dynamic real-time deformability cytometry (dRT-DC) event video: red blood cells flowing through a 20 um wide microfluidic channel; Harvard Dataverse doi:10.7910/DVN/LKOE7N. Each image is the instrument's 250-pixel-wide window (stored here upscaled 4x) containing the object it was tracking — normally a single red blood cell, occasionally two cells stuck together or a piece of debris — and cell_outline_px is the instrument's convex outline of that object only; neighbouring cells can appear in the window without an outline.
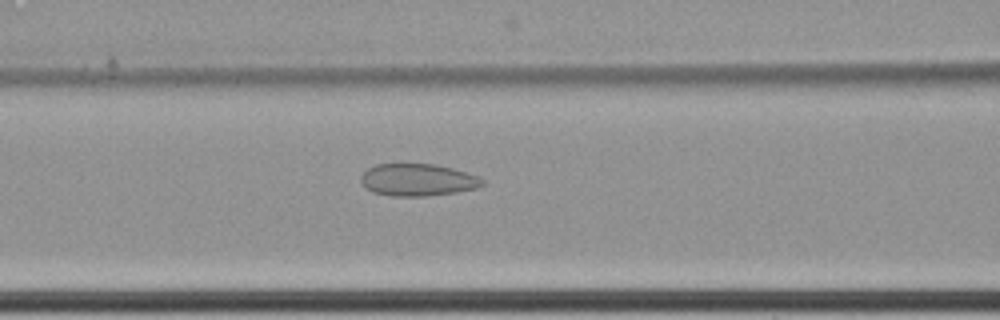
{"species": "common noctule bat (a hibernating species)", "species_latin": "Nyctalus noctula", "temperature_condition": "cold", "stored_images_in_passage": 63, "camera_frame_rate_fps": 3000, "um_per_image_px": 0.085, "animal": {"sex": "female", "body_mass_g": 22.7, "forearm_length_mm": 54.2}, "frame": {"image": 1, "passage_image": 29, "time_ms": 9.333, "image_size_px": [1000, 320], "cell_outline_px": [[484, 184], [476, 188], [456, 192], [428, 196], [392, 196], [372, 192], [364, 188], [360, 180], [360, 176], [368, 168], [376, 164], [436, 164], [452, 168], [480, 176], [484, 180]], "centroid_in_image_um": [35.49, 15.29], "position_along_channel_um": 131.1, "area_um2": 23.0}}
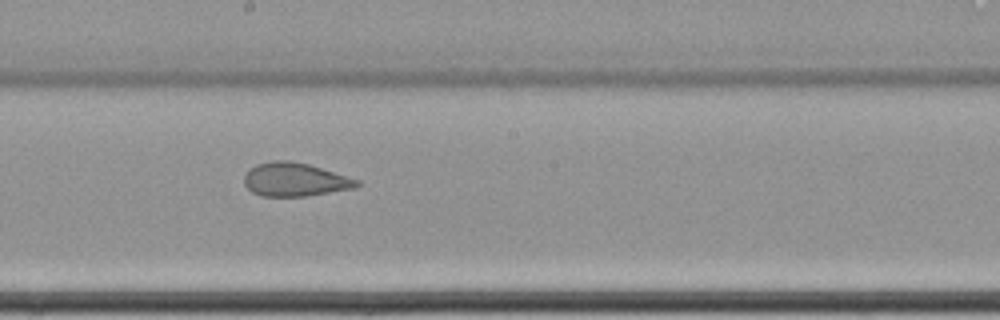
{"frame": {"image": 2, "passage_image": 37, "time_ms": 12.0, "image_size_px": [1000, 320], "cell_outline_px": [[360, 184], [356, 188], [308, 196], [260, 196], [252, 192], [244, 184], [244, 176], [256, 164], [272, 160], [288, 160], [308, 164], [360, 180]], "centroid_in_image_um": [25.08, 15.27], "position_along_channel_um": 223.1, "area_um2": 22.02}}
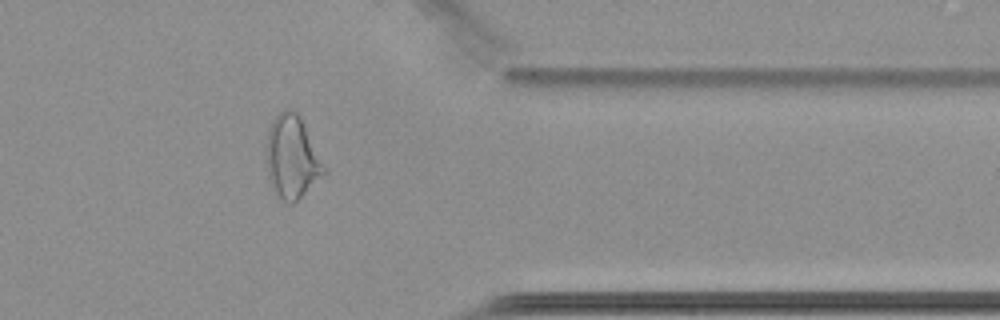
{"frame": {"image": 3, "passage_image": 52, "time_ms": 17.0, "image_size_px": [1000, 320], "cell_outline_px": [[328, 172], [292, 204], [288, 204], [280, 200], [276, 196], [268, 176], [264, 160], [264, 144], [268, 128], [272, 120], [284, 108], [292, 108], [300, 116]], "centroid_in_image_um": [24.77, 13.36], "position_along_channel_um": 386.6, "area_um2": 28.55}, "authors_computed_cell_mechanics": {"area_um2": 28.9, "velocity_mm_per_s": 3.4538, "shape_relaxation_time_tau1_ms": null, "shape_relaxation_time_tau2_ms": 2.0129, "deformation_change_tau1": null, "deformation_change_tau2": 0.074}}